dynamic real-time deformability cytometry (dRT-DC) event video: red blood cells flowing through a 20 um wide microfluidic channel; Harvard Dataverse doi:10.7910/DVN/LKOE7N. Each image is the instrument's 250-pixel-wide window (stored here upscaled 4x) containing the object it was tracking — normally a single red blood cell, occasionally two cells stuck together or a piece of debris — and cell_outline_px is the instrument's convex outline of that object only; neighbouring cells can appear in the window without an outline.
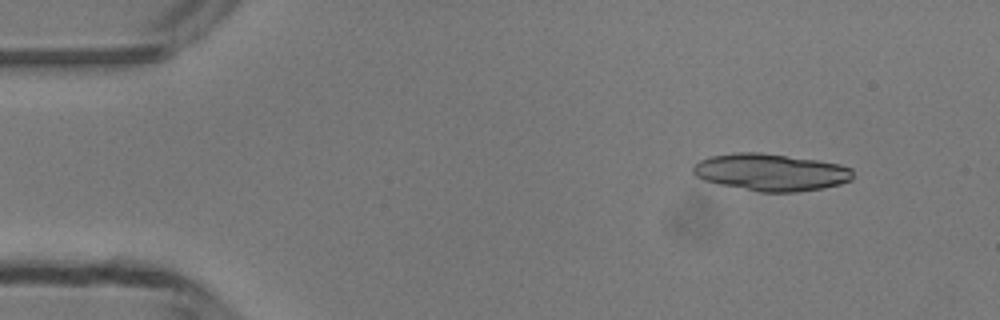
{"species": "common noctule bat (a hibernating species)", "species_latin": "Nyctalus noctula", "temperature_condition": "room temperature", "stored_images_in_passage": 10, "camera_frame_rate_fps": 3000, "um_per_image_px": 0.085, "animal": {"sex": "male", "body_mass_g": 13.3}, "frame": {"image": 1, "passage_image": 1, "time_ms": 0.0, "image_size_px": [1000, 320], "cell_outline_px": [[852, 180], [840, 184], [824, 188], [796, 192], [756, 192], [720, 184], [704, 180], [696, 176], [692, 172], [692, 168], [700, 160], [712, 156], [736, 152], [760, 152], [816, 160], [840, 164], [852, 168]], "centroid_in_image_um": [65.53, 14.65], "position_along_channel_um": 19.5, "area_um2": 34.62}}